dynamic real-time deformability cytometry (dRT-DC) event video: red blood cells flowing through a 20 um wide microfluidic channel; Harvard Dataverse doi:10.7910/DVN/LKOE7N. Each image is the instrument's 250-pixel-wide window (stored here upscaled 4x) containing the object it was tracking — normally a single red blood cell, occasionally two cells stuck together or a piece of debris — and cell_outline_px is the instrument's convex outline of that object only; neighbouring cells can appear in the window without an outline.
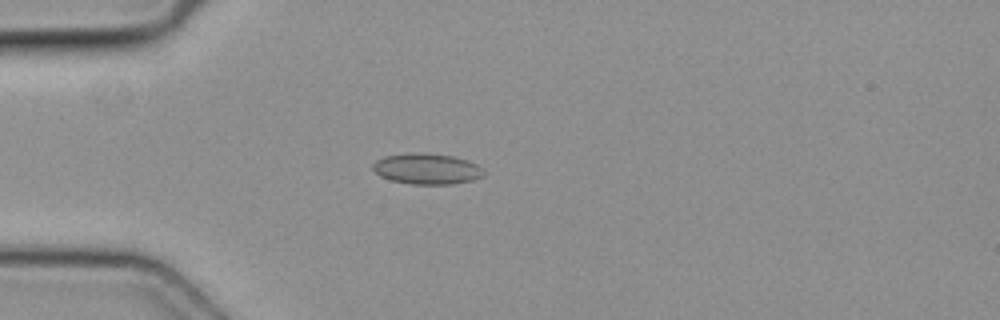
{"species": "common noctule bat (a hibernating species)", "species_latin": "Nyctalus noctula", "temperature_condition": "cold", "stored_images_in_passage": 37, "camera_frame_rate_fps": 3000, "um_per_image_px": 0.085, "animal": {"sex": "female", "body_mass_g": 19.3, "forearm_length_mm": 54.1}, "frame": {"image": 1, "passage_image": 2, "time_ms": 0.333, "image_size_px": [1000, 320], "cell_outline_px": [[484, 176], [472, 180], [452, 184], [412, 184], [392, 180], [380, 176], [372, 168], [372, 164], [376, 160], [384, 156], [452, 156], [468, 160], [476, 164], [484, 172]], "centroid_in_image_um": [36.31, 14.41], "position_along_channel_um": 48.7, "area_um2": 18.79}}
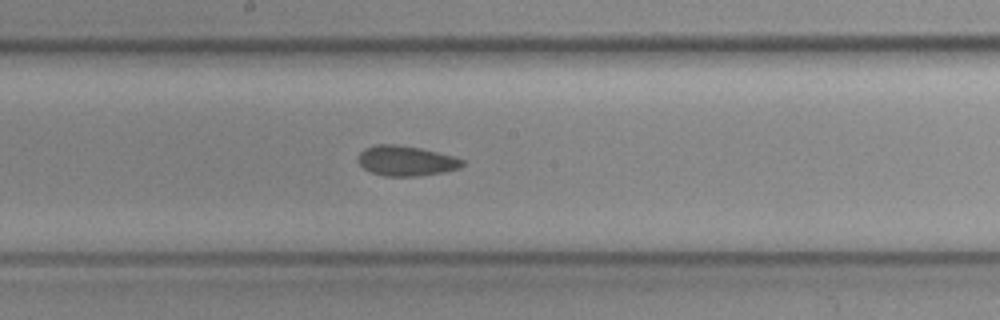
{"frame": {"image": 2, "passage_image": 15, "time_ms": 4.667, "image_size_px": [1000, 320], "cell_outline_px": [[464, 164], [460, 168], [444, 172], [420, 176], [384, 176], [372, 172], [364, 168], [360, 164], [360, 152], [364, 148], [376, 144], [396, 144], [420, 148], [456, 156], [464, 160]], "centroid_in_image_um": [34.57, 13.67], "position_along_channel_um": 213.6, "area_um2": 18.32}}
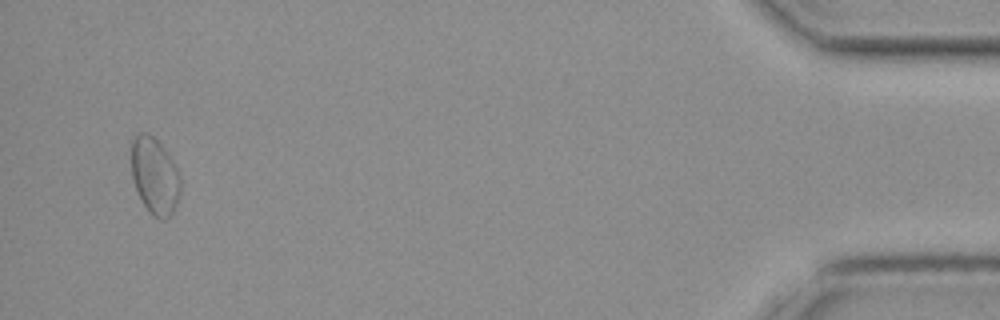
{"frame": {"image": 3, "passage_image": 36, "time_ms": 11.667, "image_size_px": [1000, 320], "cell_outline_px": [[180, 192], [176, 204], [172, 212], [164, 220], [160, 220], [152, 216], [144, 204], [132, 180], [132, 140], [140, 132], [148, 132], [168, 152], [180, 176]], "centroid_in_image_um": [13.15, 14.95], "position_along_channel_um": 422.0, "area_um2": 21.73}}